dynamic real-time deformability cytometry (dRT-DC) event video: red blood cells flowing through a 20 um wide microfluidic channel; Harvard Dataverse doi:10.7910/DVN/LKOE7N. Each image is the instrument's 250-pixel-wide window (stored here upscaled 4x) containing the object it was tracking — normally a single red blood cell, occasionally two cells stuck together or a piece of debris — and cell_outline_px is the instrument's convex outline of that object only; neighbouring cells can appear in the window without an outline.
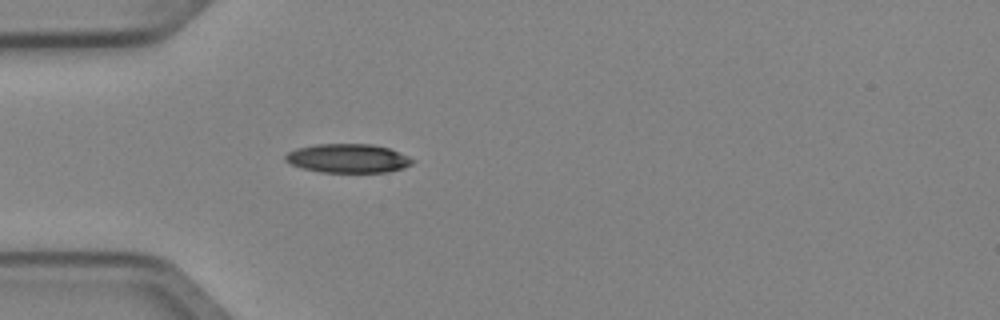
{"species": "Egyptian fruit bat (a non-hibernating species)", "species_latin": "Rousettus aegyptiacus", "temperature_condition": "cold", "stored_images_in_passage": 3, "camera_frame_rate_fps": 3000, "um_per_image_px": 0.085, "animal": {"sex": "female"}, "frame": {"image": 1, "passage_image": 3, "time_ms": 0.667, "image_size_px": [1000, 320], "cell_outline_px": [[416, 160], [412, 164], [404, 168], [388, 172], [320, 172], [300, 168], [284, 160], [284, 156], [288, 152], [296, 148], [316, 144], [372, 144], [388, 148], [408, 156]], "centroid_in_image_um": [29.57, 13.46], "position_along_channel_um": 55.4, "area_um2": 21.5}}